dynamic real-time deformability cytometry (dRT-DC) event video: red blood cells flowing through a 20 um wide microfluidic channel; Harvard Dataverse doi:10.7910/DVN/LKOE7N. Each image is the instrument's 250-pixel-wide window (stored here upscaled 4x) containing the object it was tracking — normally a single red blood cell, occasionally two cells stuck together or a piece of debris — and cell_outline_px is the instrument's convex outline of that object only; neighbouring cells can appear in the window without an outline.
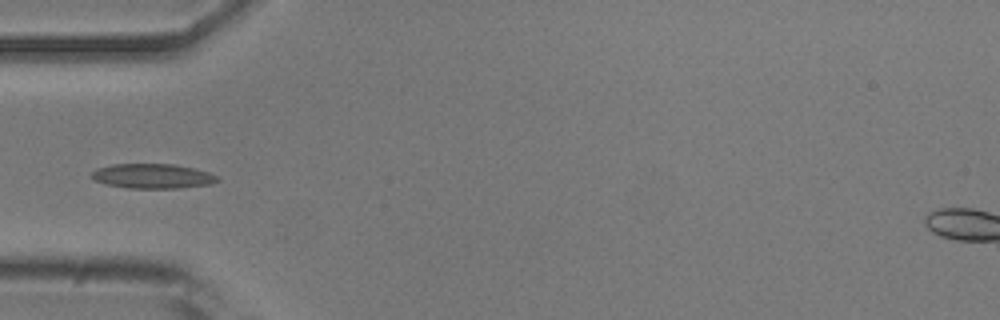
{"species": "common noctule bat (a hibernating species)", "species_latin": "Nyctalus noctula", "temperature_condition": "room temperature", "stored_images_in_passage": 5, "camera_frame_rate_fps": 3000, "um_per_image_px": 0.085, "animal": {"sex": "male", "body_mass_g": 20.5, "forearm_length_mm": 52.5}, "frame": {"image": 1, "passage_image": 5, "time_ms": 1.333, "image_size_px": [1000, 320], "cell_outline_px": [[220, 180], [212, 184], [180, 188], [128, 188], [108, 184], [96, 180], [88, 176], [96, 168], [112, 164], [176, 164], [196, 168], [208, 172], [216, 176]], "centroid_in_image_um": [12.98, 14.96], "position_along_channel_um": 72.0, "area_um2": 18.21}}